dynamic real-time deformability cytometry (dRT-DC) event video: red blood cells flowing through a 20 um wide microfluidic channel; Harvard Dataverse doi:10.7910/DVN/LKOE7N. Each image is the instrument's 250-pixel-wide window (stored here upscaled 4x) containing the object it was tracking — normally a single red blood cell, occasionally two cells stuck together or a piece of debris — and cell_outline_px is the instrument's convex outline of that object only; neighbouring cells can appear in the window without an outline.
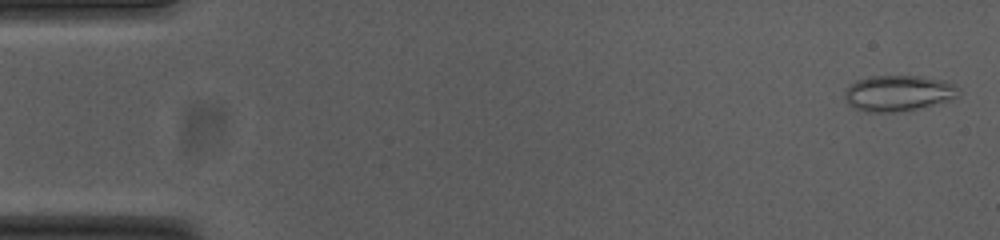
{"species": "common noctule bat (a hibernating species)", "species_latin": "Nyctalus noctula", "temperature_condition": "cold", "stored_images_in_passage": 54, "camera_frame_rate_fps": 3000, "um_per_image_px": 0.085, "animal": {"sex": "female", "body_mass_g": 23.0, "forearm_length_mm": 53.4}, "frame": {"image": 1, "passage_image": 2, "time_ms": 0.333, "image_size_px": [1000, 240], "cell_outline_px": [[960, 88], [956, 96], [948, 100], [916, 108], [896, 112], [868, 112], [856, 108], [848, 104], [844, 96], [844, 92], [856, 80], [872, 76], [920, 76], [944, 80]], "centroid_in_image_um": [76.32, 7.91], "position_along_channel_um": 8.7, "area_um2": 23.41}}
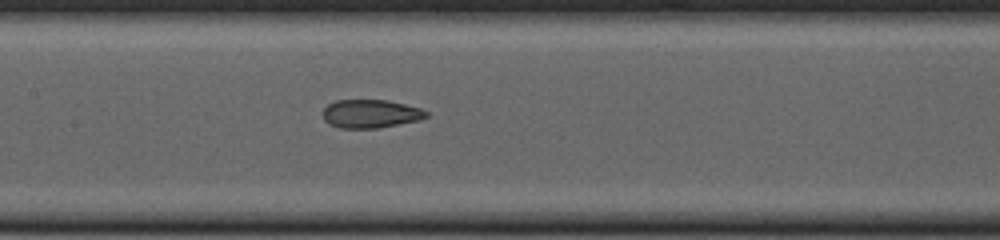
{"frame": {"image": 2, "passage_image": 26, "time_ms": 8.333, "image_size_px": [1000, 240], "cell_outline_px": [[428, 116], [420, 120], [380, 128], [340, 128], [328, 124], [324, 120], [320, 112], [328, 104], [336, 100], [388, 100], [420, 108], [428, 112]], "centroid_in_image_um": [31.46, 9.67], "position_along_channel_um": 175.9, "area_um2": 17.34}}
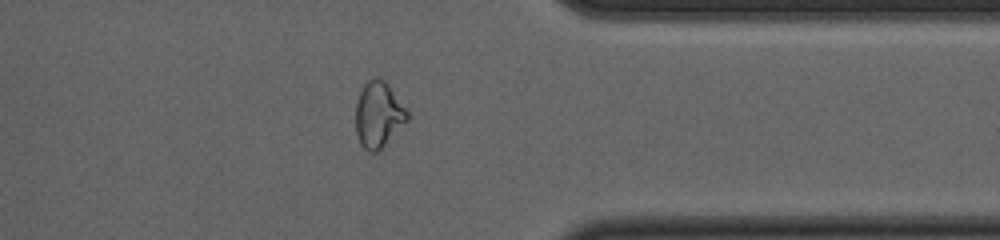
{"frame": {"image": 3, "passage_image": 43, "time_ms": 14.0, "image_size_px": [1000, 240], "cell_outline_px": [[408, 120], [376, 152], [368, 152], [360, 144], [356, 132], [356, 100], [364, 84], [368, 80], [376, 76], [380, 76], [388, 84], [408, 112]], "centroid_in_image_um": [32.14, 9.71], "position_along_channel_um": 379.3, "area_um2": 19.59}, "authors_computed_cell_mechanics": {"area_um2": 19.652, "velocity_mm_per_s": 3.7555, "shape_relaxation_time_tau1_ms": null, "shape_relaxation_time_tau2_ms": 1.5562, "deformation_change_tau1": null, "deformation_change_tau2": 0.0845}}